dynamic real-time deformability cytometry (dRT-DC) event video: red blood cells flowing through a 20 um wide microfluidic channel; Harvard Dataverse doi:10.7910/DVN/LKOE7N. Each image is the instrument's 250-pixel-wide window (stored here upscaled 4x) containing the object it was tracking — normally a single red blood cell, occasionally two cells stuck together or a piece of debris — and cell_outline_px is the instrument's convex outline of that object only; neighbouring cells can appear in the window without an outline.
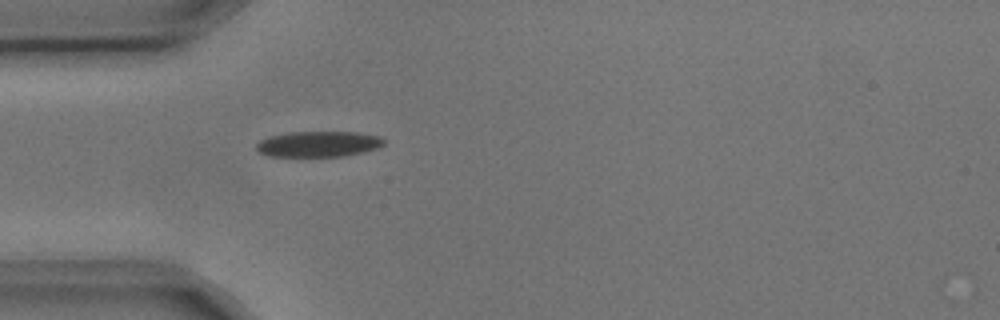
{"species": "common noctule bat (a hibernating species)", "species_latin": "Nyctalus noctula", "temperature_condition": "cold", "stored_images_in_passage": 1, "camera_frame_rate_fps": 3000, "um_per_image_px": 0.085, "animal": {"sex": "male", "body_mass_g": 17.9, "forearm_length_mm": 54.2}, "frame": {"image": 1, "passage_image": 1, "time_ms": 0.0, "image_size_px": [1000, 320], "cell_outline_px": [[384, 144], [376, 148], [364, 152], [344, 156], [268, 156], [256, 152], [256, 144], [260, 140], [268, 136], [288, 132], [356, 132], [380, 136], [384, 140]], "centroid_in_image_um": [27.02, 12.24], "position_along_channel_um": 58.0, "area_um2": 19.19}}